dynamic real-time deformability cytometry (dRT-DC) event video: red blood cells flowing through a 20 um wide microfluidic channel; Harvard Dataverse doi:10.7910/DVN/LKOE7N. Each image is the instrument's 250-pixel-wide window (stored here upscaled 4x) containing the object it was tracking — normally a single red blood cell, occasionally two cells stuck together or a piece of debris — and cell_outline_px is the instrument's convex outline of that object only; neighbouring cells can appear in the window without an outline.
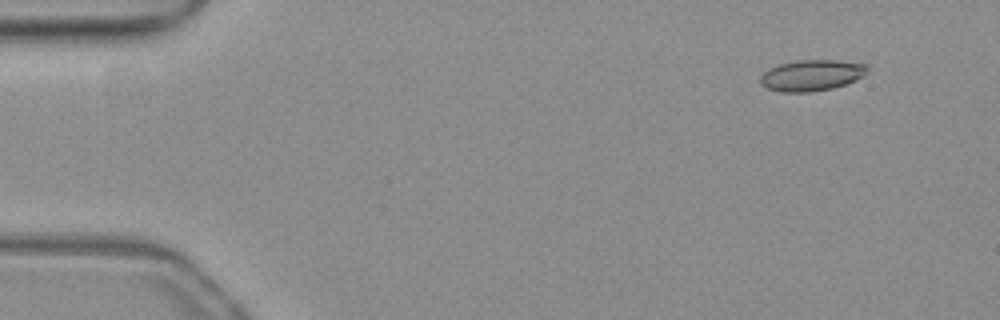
{"species": "common noctule bat (a hibernating species)", "species_latin": "Nyctalus noctula", "temperature_condition": "warm", "stored_images_in_passage": 53, "camera_frame_rate_fps": 3000, "um_per_image_px": 0.085, "animal": {"sex": "female", "body_mass_g": 19.3, "forearm_length_mm": 54.1}, "frame": {"image": 1, "passage_image": 5, "time_ms": 1.333, "image_size_px": [1000, 320], "cell_outline_px": [[868, 68], [864, 76], [844, 84], [832, 88], [808, 92], [784, 92], [768, 88], [760, 84], [760, 76], [768, 68], [780, 64], [796, 60], [836, 60], [868, 64]], "centroid_in_image_um": [68.98, 6.39], "position_along_channel_um": 16.0, "area_um2": 19.31}}
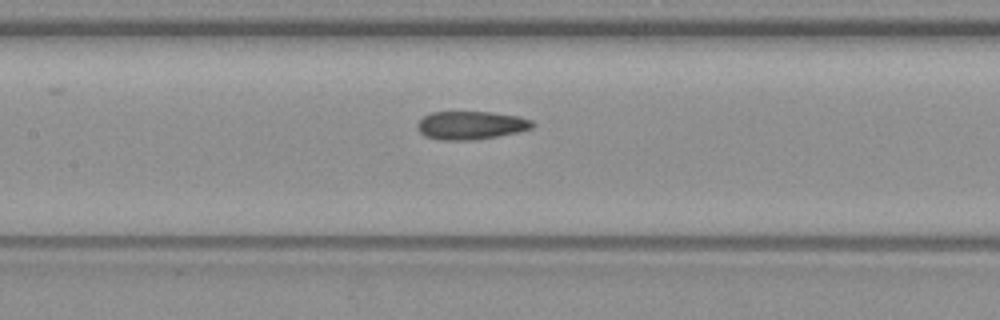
{"frame": {"image": 2, "passage_image": 25, "time_ms": 8.0, "image_size_px": [1000, 320], "cell_outline_px": [[536, 124], [532, 128], [516, 132], [496, 136], [472, 140], [440, 140], [424, 136], [416, 128], [416, 124], [424, 116], [432, 112], [492, 112], [516, 116], [532, 120]], "centroid_in_image_um": [39.99, 10.65], "position_along_channel_um": 167.4, "area_um2": 18.9}}
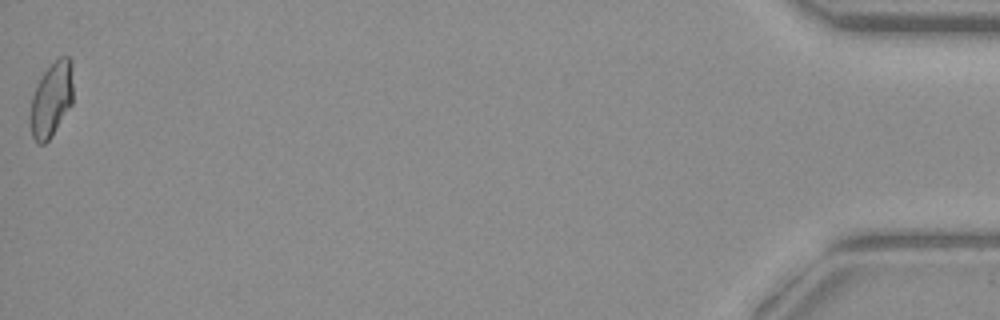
{"frame": {"image": 3, "passage_image": 53, "time_ms": 17.333, "image_size_px": [1000, 320], "cell_outline_px": [[72, 104], [52, 136], [44, 144], [40, 144], [32, 136], [28, 116], [32, 96], [36, 84], [44, 72], [60, 56], [68, 56], [72, 60]], "centroid_in_image_um": [4.35, 8.46], "position_along_channel_um": 430.8, "area_um2": 18.84}, "authors_computed_cell_mechanics": {"area_um2": 19.1896, "velocity_mm_per_s": 3.9318, "shape_relaxation_time_tau1_ms": null, "shape_relaxation_time_tau2_ms": 1.6473, "deformation_change_tau1": null, "deformation_change_tau2": 0.0828}}